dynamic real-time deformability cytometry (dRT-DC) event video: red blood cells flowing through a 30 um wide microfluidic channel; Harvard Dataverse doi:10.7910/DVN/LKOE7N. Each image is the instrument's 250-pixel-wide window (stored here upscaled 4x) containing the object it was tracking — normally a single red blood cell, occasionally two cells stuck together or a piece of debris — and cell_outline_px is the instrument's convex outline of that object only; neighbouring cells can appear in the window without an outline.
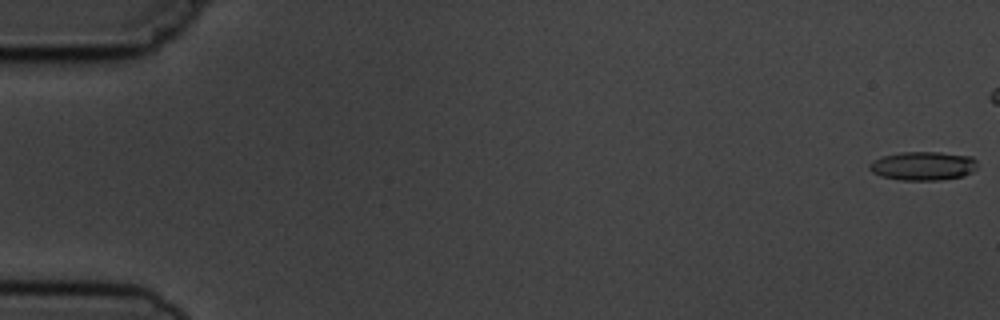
{"species": "common noctule bat (a hibernating species)", "species_latin": "Nyctalus noctula", "temperature_condition": "cold", "stored_images_in_passage": 6, "camera_frame_rate_fps": 3000, "um_per_image_px": 0.085, "animal": {"sex": "male", "body_mass_g": 19.5, "forearm_length_mm": 54.6}, "frame": {"image": 1, "passage_image": 1, "time_ms": 0.0, "image_size_px": [1000, 320], "cell_outline_px": [[976, 168], [972, 172], [964, 176], [940, 180], [900, 180], [880, 176], [872, 172], [868, 168], [868, 164], [872, 160], [884, 156], [900, 152], [940, 152], [972, 156], [976, 160]], "centroid_in_image_um": [78.45, 14.1], "position_along_channel_um": 6.6, "area_um2": 18.26}}